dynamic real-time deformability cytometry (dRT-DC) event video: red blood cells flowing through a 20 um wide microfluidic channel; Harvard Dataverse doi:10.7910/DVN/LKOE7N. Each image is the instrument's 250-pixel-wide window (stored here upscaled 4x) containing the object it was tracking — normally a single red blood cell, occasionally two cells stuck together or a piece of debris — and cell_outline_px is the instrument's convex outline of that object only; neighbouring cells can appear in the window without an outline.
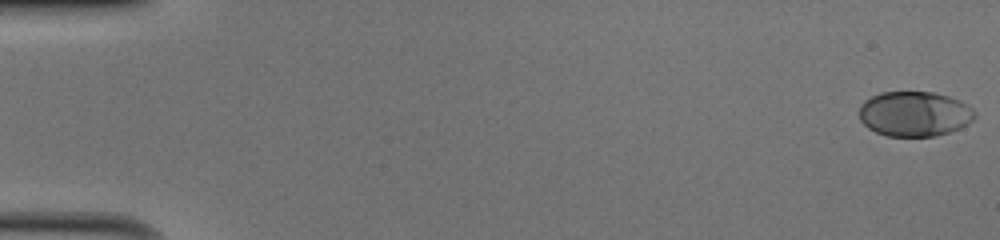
{"species": "human", "species_latin": "Homo sapiens", "temperature_condition": "cold", "stored_images_in_passage": 51, "camera_frame_rate_fps": 3000, "um_per_image_px": 0.085, "donor": {"sex": "male"}, "frame": {"image": 1, "passage_image": 1, "time_ms": 0.0, "image_size_px": [1000, 240], "cell_outline_px": [[976, 116], [968, 124], [960, 128], [936, 136], [888, 136], [876, 132], [868, 128], [860, 120], [860, 104], [864, 100], [880, 92], [932, 92], [948, 96], [960, 100], [972, 108], [976, 112]], "centroid_in_image_um": [77.73, 9.67], "position_along_channel_um": 7.3, "area_um2": 30.4}}
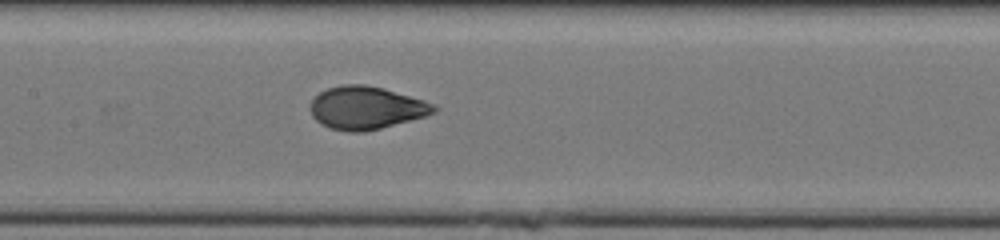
{"frame": {"image": 2, "passage_image": 26, "time_ms": 8.333, "image_size_px": [1000, 240], "cell_outline_px": [[440, 108], [436, 112], [424, 116], [380, 128], [364, 132], [348, 132], [332, 128], [320, 124], [312, 116], [312, 100], [320, 92], [328, 88], [344, 84], [364, 84], [384, 88], [424, 100], [436, 104]], "centroid_in_image_um": [31.16, 9.16], "position_along_channel_um": 176.2, "area_um2": 30.69}}
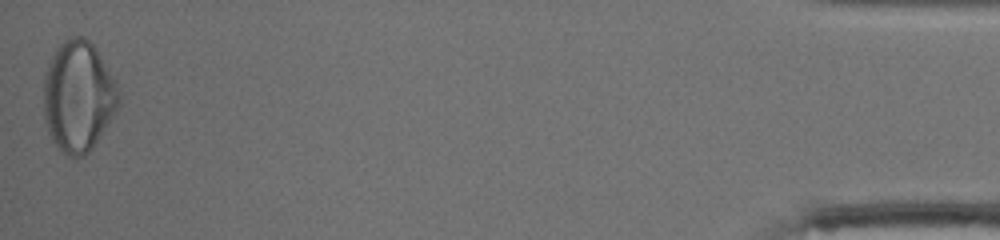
{"frame": {"image": 3, "passage_image": 51, "time_ms": 16.667, "image_size_px": [1000, 240], "cell_outline_px": [[120, 104], [92, 148], [88, 152], [80, 156], [68, 156], [52, 140], [48, 132], [44, 120], [44, 72], [56, 48], [64, 40], [72, 36], [84, 36], [96, 48], [116, 80], [120, 96]], "centroid_in_image_um": [6.66, 8.16], "position_along_channel_um": 428.5, "area_um2": 48.44}, "authors_computed_cell_mechanics": {"area_um2": 30.634, "velocity_mm_per_s": 4.079, "shape_relaxation_time_tau1_ms": 3.4216, "shape_relaxation_time_tau2_ms": null, "deformation_change_tau1": 0.1622, "deformation_change_tau2": null}}